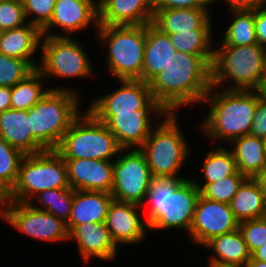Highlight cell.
Masks as SVG:
<instances>
[{
  "label": "cell",
  "mask_w": 266,
  "mask_h": 267,
  "mask_svg": "<svg viewBox=\"0 0 266 267\" xmlns=\"http://www.w3.org/2000/svg\"><path fill=\"white\" fill-rule=\"evenodd\" d=\"M148 84L152 97L169 113H181L186 106H201L212 86L211 66L199 55L177 51L173 63Z\"/></svg>",
  "instance_id": "cell-1"
},
{
  "label": "cell",
  "mask_w": 266,
  "mask_h": 267,
  "mask_svg": "<svg viewBox=\"0 0 266 267\" xmlns=\"http://www.w3.org/2000/svg\"><path fill=\"white\" fill-rule=\"evenodd\" d=\"M200 189L193 179L152 177L144 203L146 222L152 232L173 229L189 235Z\"/></svg>",
  "instance_id": "cell-2"
},
{
  "label": "cell",
  "mask_w": 266,
  "mask_h": 267,
  "mask_svg": "<svg viewBox=\"0 0 266 267\" xmlns=\"http://www.w3.org/2000/svg\"><path fill=\"white\" fill-rule=\"evenodd\" d=\"M259 102L256 91L224 90L211 86L201 105L209 107L207 115H203L198 124L202 138L214 141L213 145L224 143L227 146L236 138L250 135Z\"/></svg>",
  "instance_id": "cell-3"
},
{
  "label": "cell",
  "mask_w": 266,
  "mask_h": 267,
  "mask_svg": "<svg viewBox=\"0 0 266 267\" xmlns=\"http://www.w3.org/2000/svg\"><path fill=\"white\" fill-rule=\"evenodd\" d=\"M94 34L99 48H107L102 51L106 52L104 63L113 80H142L146 25H99Z\"/></svg>",
  "instance_id": "cell-4"
},
{
  "label": "cell",
  "mask_w": 266,
  "mask_h": 267,
  "mask_svg": "<svg viewBox=\"0 0 266 267\" xmlns=\"http://www.w3.org/2000/svg\"><path fill=\"white\" fill-rule=\"evenodd\" d=\"M179 113H168L151 131L143 152L153 177L189 178L183 176L181 169L190 160L192 145L184 135Z\"/></svg>",
  "instance_id": "cell-5"
},
{
  "label": "cell",
  "mask_w": 266,
  "mask_h": 267,
  "mask_svg": "<svg viewBox=\"0 0 266 267\" xmlns=\"http://www.w3.org/2000/svg\"><path fill=\"white\" fill-rule=\"evenodd\" d=\"M265 58L266 48L259 44L214 45L212 86L224 90L255 91L262 80Z\"/></svg>",
  "instance_id": "cell-6"
},
{
  "label": "cell",
  "mask_w": 266,
  "mask_h": 267,
  "mask_svg": "<svg viewBox=\"0 0 266 267\" xmlns=\"http://www.w3.org/2000/svg\"><path fill=\"white\" fill-rule=\"evenodd\" d=\"M81 93L49 90L28 110L33 138L45 149L55 150L71 123L82 112Z\"/></svg>",
  "instance_id": "cell-7"
},
{
  "label": "cell",
  "mask_w": 266,
  "mask_h": 267,
  "mask_svg": "<svg viewBox=\"0 0 266 267\" xmlns=\"http://www.w3.org/2000/svg\"><path fill=\"white\" fill-rule=\"evenodd\" d=\"M121 149L115 135L86 109L71 123L55 151L63 159L115 160Z\"/></svg>",
  "instance_id": "cell-8"
},
{
  "label": "cell",
  "mask_w": 266,
  "mask_h": 267,
  "mask_svg": "<svg viewBox=\"0 0 266 267\" xmlns=\"http://www.w3.org/2000/svg\"><path fill=\"white\" fill-rule=\"evenodd\" d=\"M76 37L42 36L38 70L48 81L93 78L94 64L84 43ZM59 78V79H58Z\"/></svg>",
  "instance_id": "cell-9"
},
{
  "label": "cell",
  "mask_w": 266,
  "mask_h": 267,
  "mask_svg": "<svg viewBox=\"0 0 266 267\" xmlns=\"http://www.w3.org/2000/svg\"><path fill=\"white\" fill-rule=\"evenodd\" d=\"M69 187L64 159L55 150H45L23 157L12 198L16 202H29L41 191Z\"/></svg>",
  "instance_id": "cell-10"
},
{
  "label": "cell",
  "mask_w": 266,
  "mask_h": 267,
  "mask_svg": "<svg viewBox=\"0 0 266 267\" xmlns=\"http://www.w3.org/2000/svg\"><path fill=\"white\" fill-rule=\"evenodd\" d=\"M152 174L140 149H121L113 161L111 195L119 202L142 205L151 185Z\"/></svg>",
  "instance_id": "cell-11"
},
{
  "label": "cell",
  "mask_w": 266,
  "mask_h": 267,
  "mask_svg": "<svg viewBox=\"0 0 266 267\" xmlns=\"http://www.w3.org/2000/svg\"><path fill=\"white\" fill-rule=\"evenodd\" d=\"M6 225L30 239L44 242H69L66 223L50 212L38 210L29 202L13 201L0 216Z\"/></svg>",
  "instance_id": "cell-12"
},
{
  "label": "cell",
  "mask_w": 266,
  "mask_h": 267,
  "mask_svg": "<svg viewBox=\"0 0 266 267\" xmlns=\"http://www.w3.org/2000/svg\"><path fill=\"white\" fill-rule=\"evenodd\" d=\"M168 113L169 112L152 97L142 108L134 111V113L94 117L108 127L115 135L122 149H140L144 145L152 129Z\"/></svg>",
  "instance_id": "cell-13"
},
{
  "label": "cell",
  "mask_w": 266,
  "mask_h": 267,
  "mask_svg": "<svg viewBox=\"0 0 266 267\" xmlns=\"http://www.w3.org/2000/svg\"><path fill=\"white\" fill-rule=\"evenodd\" d=\"M89 27L96 32L99 28V10L95 0H56L51 20L41 30L43 36L74 37Z\"/></svg>",
  "instance_id": "cell-14"
},
{
  "label": "cell",
  "mask_w": 266,
  "mask_h": 267,
  "mask_svg": "<svg viewBox=\"0 0 266 267\" xmlns=\"http://www.w3.org/2000/svg\"><path fill=\"white\" fill-rule=\"evenodd\" d=\"M239 228L228 203L209 200L200 195L189 231V242L203 247L212 238L233 232Z\"/></svg>",
  "instance_id": "cell-15"
},
{
  "label": "cell",
  "mask_w": 266,
  "mask_h": 267,
  "mask_svg": "<svg viewBox=\"0 0 266 267\" xmlns=\"http://www.w3.org/2000/svg\"><path fill=\"white\" fill-rule=\"evenodd\" d=\"M119 84L114 91L94 96L86 109L93 116L134 113L152 98L149 84L142 80H119Z\"/></svg>",
  "instance_id": "cell-16"
},
{
  "label": "cell",
  "mask_w": 266,
  "mask_h": 267,
  "mask_svg": "<svg viewBox=\"0 0 266 267\" xmlns=\"http://www.w3.org/2000/svg\"><path fill=\"white\" fill-rule=\"evenodd\" d=\"M141 209L143 208L140 205L134 203L116 200L111 202L105 224L111 239L119 249L124 245H137L147 239L146 235L150 230L144 215H140Z\"/></svg>",
  "instance_id": "cell-17"
},
{
  "label": "cell",
  "mask_w": 266,
  "mask_h": 267,
  "mask_svg": "<svg viewBox=\"0 0 266 267\" xmlns=\"http://www.w3.org/2000/svg\"><path fill=\"white\" fill-rule=\"evenodd\" d=\"M69 241L76 244L84 265L91 264L93 258L112 262L119 256L120 249L111 239L105 222L76 225L69 232Z\"/></svg>",
  "instance_id": "cell-18"
},
{
  "label": "cell",
  "mask_w": 266,
  "mask_h": 267,
  "mask_svg": "<svg viewBox=\"0 0 266 267\" xmlns=\"http://www.w3.org/2000/svg\"><path fill=\"white\" fill-rule=\"evenodd\" d=\"M70 187L73 190L111 193L113 161L96 159H64Z\"/></svg>",
  "instance_id": "cell-19"
},
{
  "label": "cell",
  "mask_w": 266,
  "mask_h": 267,
  "mask_svg": "<svg viewBox=\"0 0 266 267\" xmlns=\"http://www.w3.org/2000/svg\"><path fill=\"white\" fill-rule=\"evenodd\" d=\"M99 25H146L153 22L154 0H101Z\"/></svg>",
  "instance_id": "cell-20"
},
{
  "label": "cell",
  "mask_w": 266,
  "mask_h": 267,
  "mask_svg": "<svg viewBox=\"0 0 266 267\" xmlns=\"http://www.w3.org/2000/svg\"><path fill=\"white\" fill-rule=\"evenodd\" d=\"M42 30L34 24L4 30L0 38V53L21 60H26L34 69L39 66L37 56L40 54ZM36 56V57H35ZM34 57V58H33Z\"/></svg>",
  "instance_id": "cell-21"
},
{
  "label": "cell",
  "mask_w": 266,
  "mask_h": 267,
  "mask_svg": "<svg viewBox=\"0 0 266 267\" xmlns=\"http://www.w3.org/2000/svg\"><path fill=\"white\" fill-rule=\"evenodd\" d=\"M176 52L169 35L162 33L152 23L146 24L142 81L149 83L163 68L173 63Z\"/></svg>",
  "instance_id": "cell-22"
},
{
  "label": "cell",
  "mask_w": 266,
  "mask_h": 267,
  "mask_svg": "<svg viewBox=\"0 0 266 267\" xmlns=\"http://www.w3.org/2000/svg\"><path fill=\"white\" fill-rule=\"evenodd\" d=\"M0 137L24 155L45 151L31 134L28 110L9 109L0 113Z\"/></svg>",
  "instance_id": "cell-23"
},
{
  "label": "cell",
  "mask_w": 266,
  "mask_h": 267,
  "mask_svg": "<svg viewBox=\"0 0 266 267\" xmlns=\"http://www.w3.org/2000/svg\"><path fill=\"white\" fill-rule=\"evenodd\" d=\"M113 200L108 192L74 190L72 212L66 223L68 232L76 225L105 222Z\"/></svg>",
  "instance_id": "cell-24"
},
{
  "label": "cell",
  "mask_w": 266,
  "mask_h": 267,
  "mask_svg": "<svg viewBox=\"0 0 266 267\" xmlns=\"http://www.w3.org/2000/svg\"><path fill=\"white\" fill-rule=\"evenodd\" d=\"M202 249L212 252V255L209 253L208 263L245 267L251 258V253L239 228L233 232L212 238Z\"/></svg>",
  "instance_id": "cell-25"
},
{
  "label": "cell",
  "mask_w": 266,
  "mask_h": 267,
  "mask_svg": "<svg viewBox=\"0 0 266 267\" xmlns=\"http://www.w3.org/2000/svg\"><path fill=\"white\" fill-rule=\"evenodd\" d=\"M213 9H155L152 24L164 34L200 29L214 15Z\"/></svg>",
  "instance_id": "cell-26"
},
{
  "label": "cell",
  "mask_w": 266,
  "mask_h": 267,
  "mask_svg": "<svg viewBox=\"0 0 266 267\" xmlns=\"http://www.w3.org/2000/svg\"><path fill=\"white\" fill-rule=\"evenodd\" d=\"M238 171L247 178H255L266 167V147L263 138L245 135L229 143Z\"/></svg>",
  "instance_id": "cell-27"
},
{
  "label": "cell",
  "mask_w": 266,
  "mask_h": 267,
  "mask_svg": "<svg viewBox=\"0 0 266 267\" xmlns=\"http://www.w3.org/2000/svg\"><path fill=\"white\" fill-rule=\"evenodd\" d=\"M213 16L200 28L193 31L168 34L174 48L179 52L201 56L210 66L214 57ZM213 29V30H212ZM214 37V39H213Z\"/></svg>",
  "instance_id": "cell-28"
},
{
  "label": "cell",
  "mask_w": 266,
  "mask_h": 267,
  "mask_svg": "<svg viewBox=\"0 0 266 267\" xmlns=\"http://www.w3.org/2000/svg\"><path fill=\"white\" fill-rule=\"evenodd\" d=\"M46 81L42 73L38 69H35L24 80L11 87V109L29 110L38 103L49 90H69L79 94L77 88L73 89L69 85L56 86V88L52 86L49 87L48 85L47 88L44 86L47 84Z\"/></svg>",
  "instance_id": "cell-29"
},
{
  "label": "cell",
  "mask_w": 266,
  "mask_h": 267,
  "mask_svg": "<svg viewBox=\"0 0 266 267\" xmlns=\"http://www.w3.org/2000/svg\"><path fill=\"white\" fill-rule=\"evenodd\" d=\"M208 152L201 160L202 181L196 180V176L192 177L195 185L201 189L205 184L216 182L224 177L235 174L238 169L235 158L229 147L226 145H212Z\"/></svg>",
  "instance_id": "cell-30"
},
{
  "label": "cell",
  "mask_w": 266,
  "mask_h": 267,
  "mask_svg": "<svg viewBox=\"0 0 266 267\" xmlns=\"http://www.w3.org/2000/svg\"><path fill=\"white\" fill-rule=\"evenodd\" d=\"M228 21L221 42L217 46H249L257 43L253 8H227ZM220 44V45H219Z\"/></svg>",
  "instance_id": "cell-31"
},
{
  "label": "cell",
  "mask_w": 266,
  "mask_h": 267,
  "mask_svg": "<svg viewBox=\"0 0 266 267\" xmlns=\"http://www.w3.org/2000/svg\"><path fill=\"white\" fill-rule=\"evenodd\" d=\"M229 205L239 222L266 216L264 196L254 178H247L241 184Z\"/></svg>",
  "instance_id": "cell-32"
},
{
  "label": "cell",
  "mask_w": 266,
  "mask_h": 267,
  "mask_svg": "<svg viewBox=\"0 0 266 267\" xmlns=\"http://www.w3.org/2000/svg\"><path fill=\"white\" fill-rule=\"evenodd\" d=\"M73 194L71 187L48 189L35 195L29 204L38 210L50 212L67 223L72 212Z\"/></svg>",
  "instance_id": "cell-33"
},
{
  "label": "cell",
  "mask_w": 266,
  "mask_h": 267,
  "mask_svg": "<svg viewBox=\"0 0 266 267\" xmlns=\"http://www.w3.org/2000/svg\"><path fill=\"white\" fill-rule=\"evenodd\" d=\"M246 179V176L237 171L219 181L205 184L200 189V195L212 201L229 204Z\"/></svg>",
  "instance_id": "cell-34"
},
{
  "label": "cell",
  "mask_w": 266,
  "mask_h": 267,
  "mask_svg": "<svg viewBox=\"0 0 266 267\" xmlns=\"http://www.w3.org/2000/svg\"><path fill=\"white\" fill-rule=\"evenodd\" d=\"M34 70L26 60L0 53V86L13 87Z\"/></svg>",
  "instance_id": "cell-35"
},
{
  "label": "cell",
  "mask_w": 266,
  "mask_h": 267,
  "mask_svg": "<svg viewBox=\"0 0 266 267\" xmlns=\"http://www.w3.org/2000/svg\"><path fill=\"white\" fill-rule=\"evenodd\" d=\"M25 155L0 137V178L11 188L16 184L19 167Z\"/></svg>",
  "instance_id": "cell-36"
},
{
  "label": "cell",
  "mask_w": 266,
  "mask_h": 267,
  "mask_svg": "<svg viewBox=\"0 0 266 267\" xmlns=\"http://www.w3.org/2000/svg\"><path fill=\"white\" fill-rule=\"evenodd\" d=\"M29 23L22 0L0 1V28L10 30Z\"/></svg>",
  "instance_id": "cell-37"
},
{
  "label": "cell",
  "mask_w": 266,
  "mask_h": 267,
  "mask_svg": "<svg viewBox=\"0 0 266 267\" xmlns=\"http://www.w3.org/2000/svg\"><path fill=\"white\" fill-rule=\"evenodd\" d=\"M239 230L252 254L266 243V216L239 222Z\"/></svg>",
  "instance_id": "cell-38"
},
{
  "label": "cell",
  "mask_w": 266,
  "mask_h": 267,
  "mask_svg": "<svg viewBox=\"0 0 266 267\" xmlns=\"http://www.w3.org/2000/svg\"><path fill=\"white\" fill-rule=\"evenodd\" d=\"M56 0H22L27 20L42 29L53 15Z\"/></svg>",
  "instance_id": "cell-39"
},
{
  "label": "cell",
  "mask_w": 266,
  "mask_h": 267,
  "mask_svg": "<svg viewBox=\"0 0 266 267\" xmlns=\"http://www.w3.org/2000/svg\"><path fill=\"white\" fill-rule=\"evenodd\" d=\"M215 0H154V9H212Z\"/></svg>",
  "instance_id": "cell-40"
},
{
  "label": "cell",
  "mask_w": 266,
  "mask_h": 267,
  "mask_svg": "<svg viewBox=\"0 0 266 267\" xmlns=\"http://www.w3.org/2000/svg\"><path fill=\"white\" fill-rule=\"evenodd\" d=\"M250 135L263 139L266 137V105L261 102L256 106Z\"/></svg>",
  "instance_id": "cell-41"
},
{
  "label": "cell",
  "mask_w": 266,
  "mask_h": 267,
  "mask_svg": "<svg viewBox=\"0 0 266 267\" xmlns=\"http://www.w3.org/2000/svg\"><path fill=\"white\" fill-rule=\"evenodd\" d=\"M254 23L257 43L266 48V6L254 7Z\"/></svg>",
  "instance_id": "cell-42"
},
{
  "label": "cell",
  "mask_w": 266,
  "mask_h": 267,
  "mask_svg": "<svg viewBox=\"0 0 266 267\" xmlns=\"http://www.w3.org/2000/svg\"><path fill=\"white\" fill-rule=\"evenodd\" d=\"M224 2L227 8H253L257 6H266V0H215V4ZM219 2V3H218Z\"/></svg>",
  "instance_id": "cell-43"
},
{
  "label": "cell",
  "mask_w": 266,
  "mask_h": 267,
  "mask_svg": "<svg viewBox=\"0 0 266 267\" xmlns=\"http://www.w3.org/2000/svg\"><path fill=\"white\" fill-rule=\"evenodd\" d=\"M12 202V188L0 178V216Z\"/></svg>",
  "instance_id": "cell-44"
},
{
  "label": "cell",
  "mask_w": 266,
  "mask_h": 267,
  "mask_svg": "<svg viewBox=\"0 0 266 267\" xmlns=\"http://www.w3.org/2000/svg\"><path fill=\"white\" fill-rule=\"evenodd\" d=\"M11 109V87L0 86V113Z\"/></svg>",
  "instance_id": "cell-45"
},
{
  "label": "cell",
  "mask_w": 266,
  "mask_h": 267,
  "mask_svg": "<svg viewBox=\"0 0 266 267\" xmlns=\"http://www.w3.org/2000/svg\"><path fill=\"white\" fill-rule=\"evenodd\" d=\"M254 179L258 182L259 186L261 187V190H262V193L264 196V200L266 203V167Z\"/></svg>",
  "instance_id": "cell-46"
},
{
  "label": "cell",
  "mask_w": 266,
  "mask_h": 267,
  "mask_svg": "<svg viewBox=\"0 0 266 267\" xmlns=\"http://www.w3.org/2000/svg\"><path fill=\"white\" fill-rule=\"evenodd\" d=\"M251 258L253 260H259L266 262V243L263 244L261 247L257 248L252 254Z\"/></svg>",
  "instance_id": "cell-47"
},
{
  "label": "cell",
  "mask_w": 266,
  "mask_h": 267,
  "mask_svg": "<svg viewBox=\"0 0 266 267\" xmlns=\"http://www.w3.org/2000/svg\"><path fill=\"white\" fill-rule=\"evenodd\" d=\"M255 91L258 94L260 102L266 105V82H260Z\"/></svg>",
  "instance_id": "cell-48"
},
{
  "label": "cell",
  "mask_w": 266,
  "mask_h": 267,
  "mask_svg": "<svg viewBox=\"0 0 266 267\" xmlns=\"http://www.w3.org/2000/svg\"><path fill=\"white\" fill-rule=\"evenodd\" d=\"M245 267H266V262L250 258Z\"/></svg>",
  "instance_id": "cell-49"
},
{
  "label": "cell",
  "mask_w": 266,
  "mask_h": 267,
  "mask_svg": "<svg viewBox=\"0 0 266 267\" xmlns=\"http://www.w3.org/2000/svg\"><path fill=\"white\" fill-rule=\"evenodd\" d=\"M261 82H266V58H265V64H264V68H263V74H262Z\"/></svg>",
  "instance_id": "cell-50"
},
{
  "label": "cell",
  "mask_w": 266,
  "mask_h": 267,
  "mask_svg": "<svg viewBox=\"0 0 266 267\" xmlns=\"http://www.w3.org/2000/svg\"><path fill=\"white\" fill-rule=\"evenodd\" d=\"M207 267H234V266H227V265H219V264H215V263H208Z\"/></svg>",
  "instance_id": "cell-51"
},
{
  "label": "cell",
  "mask_w": 266,
  "mask_h": 267,
  "mask_svg": "<svg viewBox=\"0 0 266 267\" xmlns=\"http://www.w3.org/2000/svg\"><path fill=\"white\" fill-rule=\"evenodd\" d=\"M2 32H3V30L0 28V38H1Z\"/></svg>",
  "instance_id": "cell-52"
}]
</instances>
